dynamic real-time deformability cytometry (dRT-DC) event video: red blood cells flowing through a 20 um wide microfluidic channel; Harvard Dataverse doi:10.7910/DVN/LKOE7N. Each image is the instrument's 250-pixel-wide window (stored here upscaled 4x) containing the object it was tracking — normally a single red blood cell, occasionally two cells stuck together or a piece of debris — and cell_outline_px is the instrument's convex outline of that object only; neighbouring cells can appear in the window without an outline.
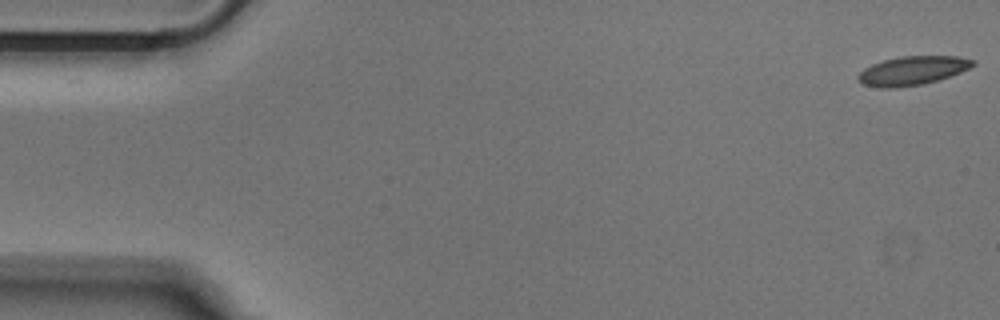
{"species": "Egyptian fruit bat (a non-hibernating species)", "species_latin": "Rousettus aegyptiacus", "temperature_condition": "cold", "stored_images_in_passage": 52, "camera_frame_rate_fps": 3000, "um_per_image_px": 0.085, "animal": {"sex": "male"}, "frame": {"image": 1, "passage_image": 1, "time_ms": 0.0, "image_size_px": [1000, 320], "cell_outline_px": [[976, 64], [960, 72], [924, 84], [896, 88], [880, 88], [864, 84], [856, 76], [864, 68], [872, 64], [884, 60], [900, 56], [956, 56], [976, 60]], "centroid_in_image_um": [77.55, 6.0], "position_along_channel_um": 7.5, "area_um2": 19.19}}
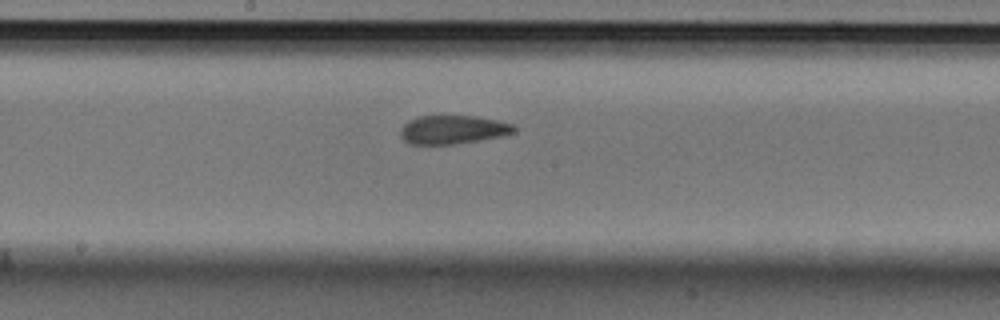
{"frame": {"image": 2, "passage_image": 27, "time_ms": 8.667, "image_size_px": [1000, 320], "cell_outline_px": [[516, 132], [500, 136], [456, 144], [408, 144], [400, 136], [400, 128], [408, 120], [420, 116], [476, 116], [516, 124]], "centroid_in_image_um": [38.49, 11.02], "position_along_channel_um": 209.7, "area_um2": 19.02}}
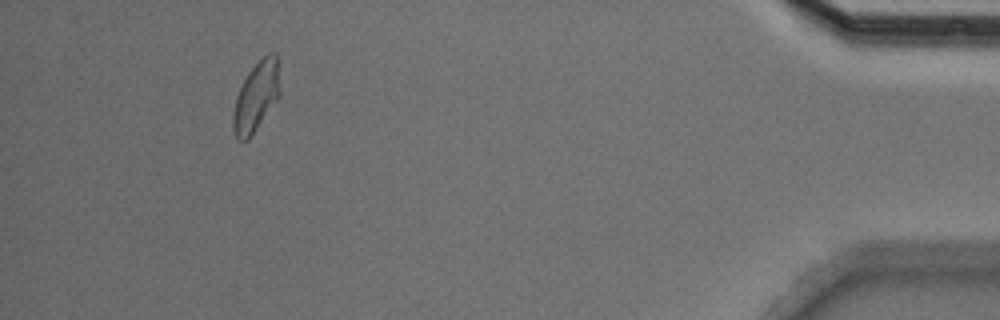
{"frame": {"image": 3, "passage_image": 48, "time_ms": 15.667, "image_size_px": [1000, 320], "cell_outline_px": [[280, 96], [248, 140], [236, 140], [232, 128], [232, 112], [236, 96], [248, 72], [268, 52], [276, 52], [280, 88]], "centroid_in_image_um": [21.76, 8.24], "position_along_channel_um": 413.4, "area_um2": 19.02}}